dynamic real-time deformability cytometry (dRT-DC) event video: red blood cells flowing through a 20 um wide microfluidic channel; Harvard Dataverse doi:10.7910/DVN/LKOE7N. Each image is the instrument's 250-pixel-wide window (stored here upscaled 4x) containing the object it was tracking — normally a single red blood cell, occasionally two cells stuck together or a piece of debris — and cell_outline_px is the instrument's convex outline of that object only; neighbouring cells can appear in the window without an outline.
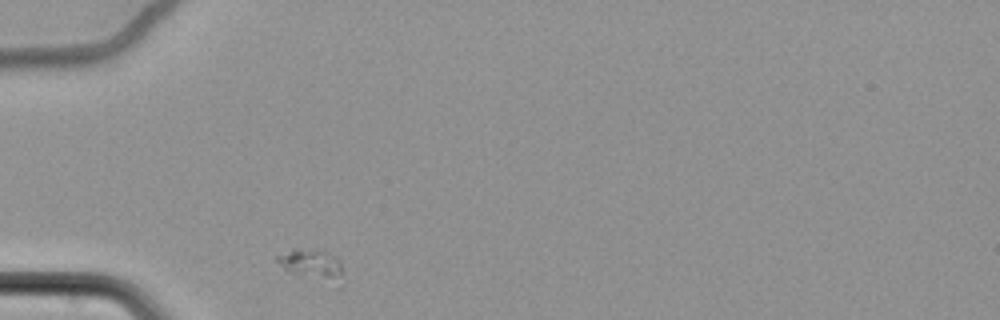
{"species": "common noctule bat (a hibernating species)", "species_latin": "Nyctalus noctula", "temperature_condition": "cold", "stored_images_in_passage": 33, "camera_frame_rate_fps": 3000, "um_per_image_px": 0.085, "animal": {"sex": "female", "body_mass_g": 22.7, "forearm_length_mm": 54.2}, "frame": {"image": 1, "passage_image": 1, "time_ms": 0.0, "image_size_px": [1000, 320], "cell_outline_px": [[344, 284], [340, 288], [296, 276], [288, 272], [276, 260], [276, 256], [292, 248], [296, 248], [324, 252], [336, 256], [340, 260]], "centroid_in_image_um": [26.59, 22.61], "position_along_channel_um": 58.4, "area_um2": 12.6}}
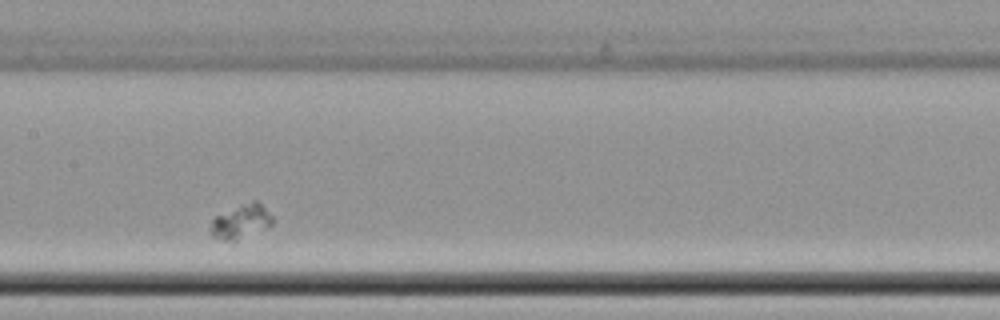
{"frame": {"image": 2, "passage_image": 14, "time_ms": 4.333, "image_size_px": [1000, 320], "cell_outline_px": [[272, 224], [268, 228], [232, 244], [212, 236], [208, 232], [208, 228], [212, 220], [216, 216], [240, 204], [252, 200], [256, 200], [272, 216]], "centroid_in_image_um": [20.44, 18.89], "position_along_channel_um": 187.0, "area_um2": 12.83}}
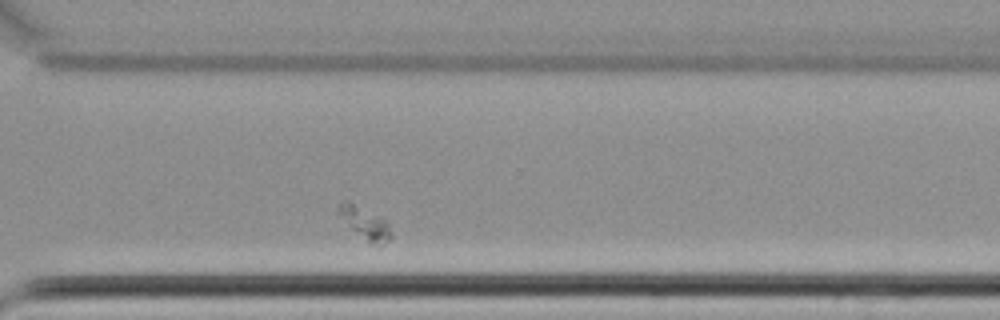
{"frame": {"image": 3, "passage_image": 28, "time_ms": 9.0, "image_size_px": [1000, 320], "cell_outline_px": [[392, 236], [388, 240], [372, 244], [352, 228], [336, 212], [336, 208], [340, 200], [348, 196], [380, 216], [388, 224]], "centroid_in_image_um": [30.92, 18.77], "position_along_channel_um": 339.7, "area_um2": 10.06}}